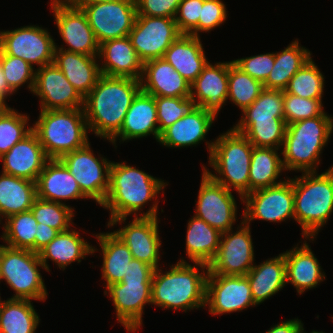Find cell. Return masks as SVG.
<instances>
[{"mask_svg":"<svg viewBox=\"0 0 333 333\" xmlns=\"http://www.w3.org/2000/svg\"><path fill=\"white\" fill-rule=\"evenodd\" d=\"M204 0H181L174 17L178 30L182 34L200 37L199 17Z\"/></svg>","mask_w":333,"mask_h":333,"instance_id":"49","label":"cell"},{"mask_svg":"<svg viewBox=\"0 0 333 333\" xmlns=\"http://www.w3.org/2000/svg\"><path fill=\"white\" fill-rule=\"evenodd\" d=\"M40 267L45 270L38 253L0 245V280L15 291L11 299L46 300L48 292Z\"/></svg>","mask_w":333,"mask_h":333,"instance_id":"8","label":"cell"},{"mask_svg":"<svg viewBox=\"0 0 333 333\" xmlns=\"http://www.w3.org/2000/svg\"><path fill=\"white\" fill-rule=\"evenodd\" d=\"M37 198L66 204L68 199H88L60 159H49L36 181Z\"/></svg>","mask_w":333,"mask_h":333,"instance_id":"26","label":"cell"},{"mask_svg":"<svg viewBox=\"0 0 333 333\" xmlns=\"http://www.w3.org/2000/svg\"><path fill=\"white\" fill-rule=\"evenodd\" d=\"M95 237L98 239L101 254H103L101 270L102 278L106 282L105 287L121 282L128 269V264L133 258L129 248L113 232H100Z\"/></svg>","mask_w":333,"mask_h":333,"instance_id":"35","label":"cell"},{"mask_svg":"<svg viewBox=\"0 0 333 333\" xmlns=\"http://www.w3.org/2000/svg\"><path fill=\"white\" fill-rule=\"evenodd\" d=\"M328 169L333 173V165Z\"/></svg>","mask_w":333,"mask_h":333,"instance_id":"60","label":"cell"},{"mask_svg":"<svg viewBox=\"0 0 333 333\" xmlns=\"http://www.w3.org/2000/svg\"><path fill=\"white\" fill-rule=\"evenodd\" d=\"M244 73L264 83L275 62V53L259 54L250 57L232 60Z\"/></svg>","mask_w":333,"mask_h":333,"instance_id":"50","label":"cell"},{"mask_svg":"<svg viewBox=\"0 0 333 333\" xmlns=\"http://www.w3.org/2000/svg\"><path fill=\"white\" fill-rule=\"evenodd\" d=\"M97 58L98 56L55 49L53 62L84 98L102 75Z\"/></svg>","mask_w":333,"mask_h":333,"instance_id":"29","label":"cell"},{"mask_svg":"<svg viewBox=\"0 0 333 333\" xmlns=\"http://www.w3.org/2000/svg\"><path fill=\"white\" fill-rule=\"evenodd\" d=\"M181 34L174 18L137 15L128 36L144 63L162 58L165 51Z\"/></svg>","mask_w":333,"mask_h":333,"instance_id":"15","label":"cell"},{"mask_svg":"<svg viewBox=\"0 0 333 333\" xmlns=\"http://www.w3.org/2000/svg\"><path fill=\"white\" fill-rule=\"evenodd\" d=\"M60 232L45 224H37V233L35 234V252L38 253L45 247L52 239H54Z\"/></svg>","mask_w":333,"mask_h":333,"instance_id":"54","label":"cell"},{"mask_svg":"<svg viewBox=\"0 0 333 333\" xmlns=\"http://www.w3.org/2000/svg\"><path fill=\"white\" fill-rule=\"evenodd\" d=\"M60 160L78 183L82 193L102 206L109 188L112 161L94 156L88 142L84 147L64 154Z\"/></svg>","mask_w":333,"mask_h":333,"instance_id":"9","label":"cell"},{"mask_svg":"<svg viewBox=\"0 0 333 333\" xmlns=\"http://www.w3.org/2000/svg\"><path fill=\"white\" fill-rule=\"evenodd\" d=\"M50 1L59 35L68 47L64 48L62 45L59 48L55 45V49L98 56L100 44L82 8L70 4L67 0Z\"/></svg>","mask_w":333,"mask_h":333,"instance_id":"12","label":"cell"},{"mask_svg":"<svg viewBox=\"0 0 333 333\" xmlns=\"http://www.w3.org/2000/svg\"><path fill=\"white\" fill-rule=\"evenodd\" d=\"M212 315H222L257 306L246 276L208 274L206 307Z\"/></svg>","mask_w":333,"mask_h":333,"instance_id":"17","label":"cell"},{"mask_svg":"<svg viewBox=\"0 0 333 333\" xmlns=\"http://www.w3.org/2000/svg\"><path fill=\"white\" fill-rule=\"evenodd\" d=\"M140 91V80L102 74L84 97L83 110L89 131L110 141L120 131L125 115Z\"/></svg>","mask_w":333,"mask_h":333,"instance_id":"2","label":"cell"},{"mask_svg":"<svg viewBox=\"0 0 333 333\" xmlns=\"http://www.w3.org/2000/svg\"><path fill=\"white\" fill-rule=\"evenodd\" d=\"M151 289L152 282H118L106 287L104 294L112 299L117 320L127 332L142 326L143 309L151 304Z\"/></svg>","mask_w":333,"mask_h":333,"instance_id":"19","label":"cell"},{"mask_svg":"<svg viewBox=\"0 0 333 333\" xmlns=\"http://www.w3.org/2000/svg\"><path fill=\"white\" fill-rule=\"evenodd\" d=\"M67 1L70 4L81 8L84 4H87V3L112 2V1H116V0H67Z\"/></svg>","mask_w":333,"mask_h":333,"instance_id":"57","label":"cell"},{"mask_svg":"<svg viewBox=\"0 0 333 333\" xmlns=\"http://www.w3.org/2000/svg\"><path fill=\"white\" fill-rule=\"evenodd\" d=\"M98 59L102 62L100 70L103 75L137 80L141 78L144 63L132 46L129 36L102 42L99 45Z\"/></svg>","mask_w":333,"mask_h":333,"instance_id":"24","label":"cell"},{"mask_svg":"<svg viewBox=\"0 0 333 333\" xmlns=\"http://www.w3.org/2000/svg\"><path fill=\"white\" fill-rule=\"evenodd\" d=\"M232 128L242 133L253 147L281 149L287 124L285 121H238Z\"/></svg>","mask_w":333,"mask_h":333,"instance_id":"39","label":"cell"},{"mask_svg":"<svg viewBox=\"0 0 333 333\" xmlns=\"http://www.w3.org/2000/svg\"><path fill=\"white\" fill-rule=\"evenodd\" d=\"M245 276L248 279L254 303L261 304L280 292L287 284L284 253L254 265Z\"/></svg>","mask_w":333,"mask_h":333,"instance_id":"32","label":"cell"},{"mask_svg":"<svg viewBox=\"0 0 333 333\" xmlns=\"http://www.w3.org/2000/svg\"><path fill=\"white\" fill-rule=\"evenodd\" d=\"M166 185L168 184L164 180L127 165L125 161H113L109 172V188L101 206L110 211L107 227L126 223L130 214L135 217H157L159 201L156 198ZM152 199L155 204L147 212L138 215Z\"/></svg>","mask_w":333,"mask_h":333,"instance_id":"1","label":"cell"},{"mask_svg":"<svg viewBox=\"0 0 333 333\" xmlns=\"http://www.w3.org/2000/svg\"><path fill=\"white\" fill-rule=\"evenodd\" d=\"M28 120L27 114L18 113L14 108L0 111V157L32 131Z\"/></svg>","mask_w":333,"mask_h":333,"instance_id":"45","label":"cell"},{"mask_svg":"<svg viewBox=\"0 0 333 333\" xmlns=\"http://www.w3.org/2000/svg\"><path fill=\"white\" fill-rule=\"evenodd\" d=\"M47 29L36 25L0 31V51L41 68L54 61L55 41Z\"/></svg>","mask_w":333,"mask_h":333,"instance_id":"11","label":"cell"},{"mask_svg":"<svg viewBox=\"0 0 333 333\" xmlns=\"http://www.w3.org/2000/svg\"><path fill=\"white\" fill-rule=\"evenodd\" d=\"M137 15L174 18L181 0H135Z\"/></svg>","mask_w":333,"mask_h":333,"instance_id":"52","label":"cell"},{"mask_svg":"<svg viewBox=\"0 0 333 333\" xmlns=\"http://www.w3.org/2000/svg\"><path fill=\"white\" fill-rule=\"evenodd\" d=\"M76 229L70 228L67 231L60 232L54 239H52L45 247L39 252V258L45 267L46 272L50 271L48 259H51L54 264L58 265L59 269L65 268L81 259H85L87 255L94 254L98 249L86 242L83 237H80Z\"/></svg>","mask_w":333,"mask_h":333,"instance_id":"31","label":"cell"},{"mask_svg":"<svg viewBox=\"0 0 333 333\" xmlns=\"http://www.w3.org/2000/svg\"><path fill=\"white\" fill-rule=\"evenodd\" d=\"M14 93L8 88L6 79L0 67V111L7 110L9 107L6 104V99Z\"/></svg>","mask_w":333,"mask_h":333,"instance_id":"56","label":"cell"},{"mask_svg":"<svg viewBox=\"0 0 333 333\" xmlns=\"http://www.w3.org/2000/svg\"><path fill=\"white\" fill-rule=\"evenodd\" d=\"M324 75L311 58L290 79L284 92L305 99L322 100L324 92Z\"/></svg>","mask_w":333,"mask_h":333,"instance_id":"43","label":"cell"},{"mask_svg":"<svg viewBox=\"0 0 333 333\" xmlns=\"http://www.w3.org/2000/svg\"><path fill=\"white\" fill-rule=\"evenodd\" d=\"M4 220L6 221L1 235L4 245L35 252V234L38 222L31 210L14 214Z\"/></svg>","mask_w":333,"mask_h":333,"instance_id":"40","label":"cell"},{"mask_svg":"<svg viewBox=\"0 0 333 333\" xmlns=\"http://www.w3.org/2000/svg\"><path fill=\"white\" fill-rule=\"evenodd\" d=\"M283 99L284 90L264 88L239 121H285Z\"/></svg>","mask_w":333,"mask_h":333,"instance_id":"42","label":"cell"},{"mask_svg":"<svg viewBox=\"0 0 333 333\" xmlns=\"http://www.w3.org/2000/svg\"><path fill=\"white\" fill-rule=\"evenodd\" d=\"M36 198V182L1 173L0 221L14 214L29 211Z\"/></svg>","mask_w":333,"mask_h":333,"instance_id":"33","label":"cell"},{"mask_svg":"<svg viewBox=\"0 0 333 333\" xmlns=\"http://www.w3.org/2000/svg\"><path fill=\"white\" fill-rule=\"evenodd\" d=\"M294 40L281 52L275 53V62L267 80L263 83L266 89L285 90L290 79L312 58L310 50L300 46Z\"/></svg>","mask_w":333,"mask_h":333,"instance_id":"36","label":"cell"},{"mask_svg":"<svg viewBox=\"0 0 333 333\" xmlns=\"http://www.w3.org/2000/svg\"><path fill=\"white\" fill-rule=\"evenodd\" d=\"M32 300H4L0 312V333H35L40 318Z\"/></svg>","mask_w":333,"mask_h":333,"instance_id":"38","label":"cell"},{"mask_svg":"<svg viewBox=\"0 0 333 333\" xmlns=\"http://www.w3.org/2000/svg\"><path fill=\"white\" fill-rule=\"evenodd\" d=\"M140 87L155 97H190V83L163 58L144 62Z\"/></svg>","mask_w":333,"mask_h":333,"instance_id":"25","label":"cell"},{"mask_svg":"<svg viewBox=\"0 0 333 333\" xmlns=\"http://www.w3.org/2000/svg\"><path fill=\"white\" fill-rule=\"evenodd\" d=\"M245 208L242 220L250 224L254 219L281 222L295 219L293 178L282 183L251 191L243 197Z\"/></svg>","mask_w":333,"mask_h":333,"instance_id":"10","label":"cell"},{"mask_svg":"<svg viewBox=\"0 0 333 333\" xmlns=\"http://www.w3.org/2000/svg\"><path fill=\"white\" fill-rule=\"evenodd\" d=\"M215 118L214 114L202 107L194 106L185 116L166 128L158 142L168 148L196 146L205 141Z\"/></svg>","mask_w":333,"mask_h":333,"instance_id":"27","label":"cell"},{"mask_svg":"<svg viewBox=\"0 0 333 333\" xmlns=\"http://www.w3.org/2000/svg\"><path fill=\"white\" fill-rule=\"evenodd\" d=\"M190 98L195 106L217 117L228 98V62H208L190 84Z\"/></svg>","mask_w":333,"mask_h":333,"instance_id":"21","label":"cell"},{"mask_svg":"<svg viewBox=\"0 0 333 333\" xmlns=\"http://www.w3.org/2000/svg\"><path fill=\"white\" fill-rule=\"evenodd\" d=\"M209 150V168L203 166V171L215 182L228 190L239 193L241 201L249 193V169L253 145L242 134L230 128L216 140L206 141Z\"/></svg>","mask_w":333,"mask_h":333,"instance_id":"4","label":"cell"},{"mask_svg":"<svg viewBox=\"0 0 333 333\" xmlns=\"http://www.w3.org/2000/svg\"><path fill=\"white\" fill-rule=\"evenodd\" d=\"M193 265L180 258L176 265H171L169 271L163 273L162 269H155L152 276V306L156 305L165 310L180 309L184 312L205 308L208 265Z\"/></svg>","mask_w":333,"mask_h":333,"instance_id":"3","label":"cell"},{"mask_svg":"<svg viewBox=\"0 0 333 333\" xmlns=\"http://www.w3.org/2000/svg\"><path fill=\"white\" fill-rule=\"evenodd\" d=\"M303 323L300 319H288L277 325H273L265 333H303Z\"/></svg>","mask_w":333,"mask_h":333,"instance_id":"55","label":"cell"},{"mask_svg":"<svg viewBox=\"0 0 333 333\" xmlns=\"http://www.w3.org/2000/svg\"><path fill=\"white\" fill-rule=\"evenodd\" d=\"M48 160L36 134L31 131L0 157L1 172L36 182Z\"/></svg>","mask_w":333,"mask_h":333,"instance_id":"22","label":"cell"},{"mask_svg":"<svg viewBox=\"0 0 333 333\" xmlns=\"http://www.w3.org/2000/svg\"><path fill=\"white\" fill-rule=\"evenodd\" d=\"M202 45L200 37L181 34L162 58L191 84L209 62Z\"/></svg>","mask_w":333,"mask_h":333,"instance_id":"30","label":"cell"},{"mask_svg":"<svg viewBox=\"0 0 333 333\" xmlns=\"http://www.w3.org/2000/svg\"><path fill=\"white\" fill-rule=\"evenodd\" d=\"M293 192L294 220L301 226L303 238L313 241L333 212V173L328 169L295 176Z\"/></svg>","mask_w":333,"mask_h":333,"instance_id":"6","label":"cell"},{"mask_svg":"<svg viewBox=\"0 0 333 333\" xmlns=\"http://www.w3.org/2000/svg\"><path fill=\"white\" fill-rule=\"evenodd\" d=\"M4 301H1V296H0V312H1V307Z\"/></svg>","mask_w":333,"mask_h":333,"instance_id":"59","label":"cell"},{"mask_svg":"<svg viewBox=\"0 0 333 333\" xmlns=\"http://www.w3.org/2000/svg\"><path fill=\"white\" fill-rule=\"evenodd\" d=\"M186 254L193 263H209L215 257L222 233L195 216L187 223Z\"/></svg>","mask_w":333,"mask_h":333,"instance_id":"34","label":"cell"},{"mask_svg":"<svg viewBox=\"0 0 333 333\" xmlns=\"http://www.w3.org/2000/svg\"><path fill=\"white\" fill-rule=\"evenodd\" d=\"M226 4L222 0H204L199 17V32H209L227 19Z\"/></svg>","mask_w":333,"mask_h":333,"instance_id":"51","label":"cell"},{"mask_svg":"<svg viewBox=\"0 0 333 333\" xmlns=\"http://www.w3.org/2000/svg\"><path fill=\"white\" fill-rule=\"evenodd\" d=\"M201 178L194 216L221 233L233 229L237 203L232 191L215 182L204 171Z\"/></svg>","mask_w":333,"mask_h":333,"instance_id":"16","label":"cell"},{"mask_svg":"<svg viewBox=\"0 0 333 333\" xmlns=\"http://www.w3.org/2000/svg\"><path fill=\"white\" fill-rule=\"evenodd\" d=\"M159 133L185 116L195 106L190 97H155Z\"/></svg>","mask_w":333,"mask_h":333,"instance_id":"47","label":"cell"},{"mask_svg":"<svg viewBox=\"0 0 333 333\" xmlns=\"http://www.w3.org/2000/svg\"><path fill=\"white\" fill-rule=\"evenodd\" d=\"M150 134L157 142L159 141L161 134L158 128L155 96L141 90L130 105L120 131L109 142L117 147V140L124 142L147 137Z\"/></svg>","mask_w":333,"mask_h":333,"instance_id":"23","label":"cell"},{"mask_svg":"<svg viewBox=\"0 0 333 333\" xmlns=\"http://www.w3.org/2000/svg\"><path fill=\"white\" fill-rule=\"evenodd\" d=\"M303 333H306V332L304 331ZM310 333H325V332H322V331L318 332V331L313 330Z\"/></svg>","mask_w":333,"mask_h":333,"instance_id":"58","label":"cell"},{"mask_svg":"<svg viewBox=\"0 0 333 333\" xmlns=\"http://www.w3.org/2000/svg\"><path fill=\"white\" fill-rule=\"evenodd\" d=\"M0 67L6 79L8 88L16 93L23 84L27 83L30 92L35 84V68L19 57L3 54L0 51Z\"/></svg>","mask_w":333,"mask_h":333,"instance_id":"46","label":"cell"},{"mask_svg":"<svg viewBox=\"0 0 333 333\" xmlns=\"http://www.w3.org/2000/svg\"><path fill=\"white\" fill-rule=\"evenodd\" d=\"M333 131V117L320 116L287 125L281 150L285 170L302 173L317 172L320 155Z\"/></svg>","mask_w":333,"mask_h":333,"instance_id":"5","label":"cell"},{"mask_svg":"<svg viewBox=\"0 0 333 333\" xmlns=\"http://www.w3.org/2000/svg\"><path fill=\"white\" fill-rule=\"evenodd\" d=\"M158 217H134L123 228L113 231L129 248L132 257L154 269L159 268L161 240Z\"/></svg>","mask_w":333,"mask_h":333,"instance_id":"20","label":"cell"},{"mask_svg":"<svg viewBox=\"0 0 333 333\" xmlns=\"http://www.w3.org/2000/svg\"><path fill=\"white\" fill-rule=\"evenodd\" d=\"M309 246L305 240L300 248L297 244L284 252L286 283L292 284L300 295L305 290L316 288L326 278Z\"/></svg>","mask_w":333,"mask_h":333,"instance_id":"28","label":"cell"},{"mask_svg":"<svg viewBox=\"0 0 333 333\" xmlns=\"http://www.w3.org/2000/svg\"><path fill=\"white\" fill-rule=\"evenodd\" d=\"M81 8L99 44L128 36L137 17L135 0L87 3Z\"/></svg>","mask_w":333,"mask_h":333,"instance_id":"14","label":"cell"},{"mask_svg":"<svg viewBox=\"0 0 333 333\" xmlns=\"http://www.w3.org/2000/svg\"><path fill=\"white\" fill-rule=\"evenodd\" d=\"M154 270L152 266L132 258L121 282H152Z\"/></svg>","mask_w":333,"mask_h":333,"instance_id":"53","label":"cell"},{"mask_svg":"<svg viewBox=\"0 0 333 333\" xmlns=\"http://www.w3.org/2000/svg\"><path fill=\"white\" fill-rule=\"evenodd\" d=\"M30 210L38 223L45 224L59 232L67 231L71 225H74L72 222L75 216L74 208L69 205L36 198Z\"/></svg>","mask_w":333,"mask_h":333,"instance_id":"44","label":"cell"},{"mask_svg":"<svg viewBox=\"0 0 333 333\" xmlns=\"http://www.w3.org/2000/svg\"><path fill=\"white\" fill-rule=\"evenodd\" d=\"M264 89L262 82L244 73L233 61L228 62V98L241 111L249 107Z\"/></svg>","mask_w":333,"mask_h":333,"instance_id":"41","label":"cell"},{"mask_svg":"<svg viewBox=\"0 0 333 333\" xmlns=\"http://www.w3.org/2000/svg\"><path fill=\"white\" fill-rule=\"evenodd\" d=\"M39 112L32 131L49 159H60L64 154L82 148L89 142V129L83 109Z\"/></svg>","mask_w":333,"mask_h":333,"instance_id":"7","label":"cell"},{"mask_svg":"<svg viewBox=\"0 0 333 333\" xmlns=\"http://www.w3.org/2000/svg\"><path fill=\"white\" fill-rule=\"evenodd\" d=\"M35 70L32 93L40 98V110L83 109L84 98L54 62Z\"/></svg>","mask_w":333,"mask_h":333,"instance_id":"18","label":"cell"},{"mask_svg":"<svg viewBox=\"0 0 333 333\" xmlns=\"http://www.w3.org/2000/svg\"><path fill=\"white\" fill-rule=\"evenodd\" d=\"M284 120L286 124L320 116L323 110L322 100L305 99L284 92Z\"/></svg>","mask_w":333,"mask_h":333,"instance_id":"48","label":"cell"},{"mask_svg":"<svg viewBox=\"0 0 333 333\" xmlns=\"http://www.w3.org/2000/svg\"><path fill=\"white\" fill-rule=\"evenodd\" d=\"M279 150L253 147L249 169V193L283 182L282 180H277L280 177V173L285 171L282 158L277 152Z\"/></svg>","mask_w":333,"mask_h":333,"instance_id":"37","label":"cell"},{"mask_svg":"<svg viewBox=\"0 0 333 333\" xmlns=\"http://www.w3.org/2000/svg\"><path fill=\"white\" fill-rule=\"evenodd\" d=\"M237 231L222 233L220 245L208 265V274L245 276L254 266V245L250 224L243 220Z\"/></svg>","mask_w":333,"mask_h":333,"instance_id":"13","label":"cell"}]
</instances>
